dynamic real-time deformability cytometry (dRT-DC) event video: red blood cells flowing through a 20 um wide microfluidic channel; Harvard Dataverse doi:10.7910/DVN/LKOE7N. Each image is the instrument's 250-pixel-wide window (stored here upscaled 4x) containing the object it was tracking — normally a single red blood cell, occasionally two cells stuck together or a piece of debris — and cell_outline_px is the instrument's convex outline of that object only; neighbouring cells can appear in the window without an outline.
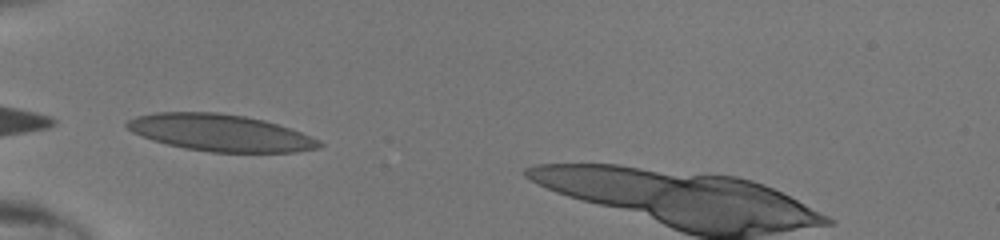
{"species": "human", "species_latin": "Homo sapiens", "temperature_condition": "room temperature", "stored_images_in_passage": 30, "camera_frame_rate_fps": 3000, "um_per_image_px": 0.085, "donor": {"sex": "male"}, "frame": {"image": 1, "passage_image": 1, "time_ms": 0.0, "image_size_px": [1000, 240], "cell_outline_px": [[324, 144], [316, 148], [296, 152], [212, 152], [184, 148], [168, 144], [132, 132], [124, 124], [128, 120], [136, 116], [156, 112], [216, 112], [244, 116], [264, 120], [300, 132]], "centroid_in_image_um": [18.69, 11.28], "position_along_channel_um": 66.3, "area_um2": 40.69}}
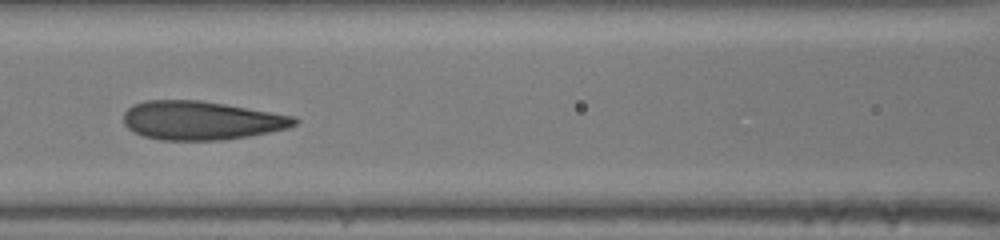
{"frame": {"image": 2, "passage_image": 7, "time_ms": 2.0, "image_size_px": [1000, 240], "cell_outline_px": [[300, 120], [296, 124], [284, 128], [268, 132], [248, 136], [224, 140], [160, 140], [144, 136], [128, 128], [124, 124], [124, 112], [132, 104], [144, 100], [200, 100], [224, 104], [292, 116]], "centroid_in_image_um": [17.04, 10.23], "position_along_channel_um": 149.6, "area_um2": 38.26}}
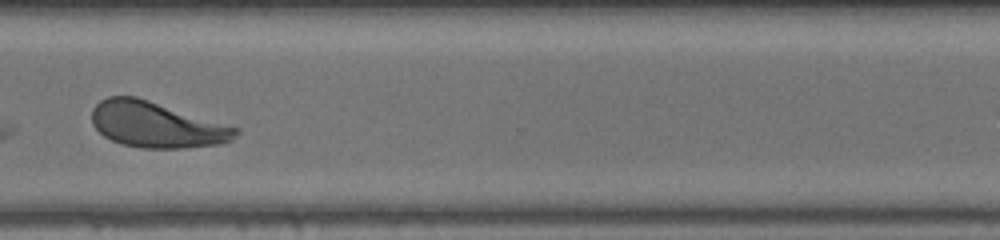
{"frame": {"image": 3, "passage_image": 21, "time_ms": 6.667, "image_size_px": [1000, 240], "cell_outline_px": [[240, 132], [232, 140], [220, 144], [184, 148], [140, 148], [124, 144], [112, 140], [104, 136], [92, 124], [92, 108], [100, 100], [108, 96], [136, 96], [240, 128]], "centroid_in_image_um": [13.31, 10.6], "position_along_channel_um": 357.3, "area_um2": 38.38}}